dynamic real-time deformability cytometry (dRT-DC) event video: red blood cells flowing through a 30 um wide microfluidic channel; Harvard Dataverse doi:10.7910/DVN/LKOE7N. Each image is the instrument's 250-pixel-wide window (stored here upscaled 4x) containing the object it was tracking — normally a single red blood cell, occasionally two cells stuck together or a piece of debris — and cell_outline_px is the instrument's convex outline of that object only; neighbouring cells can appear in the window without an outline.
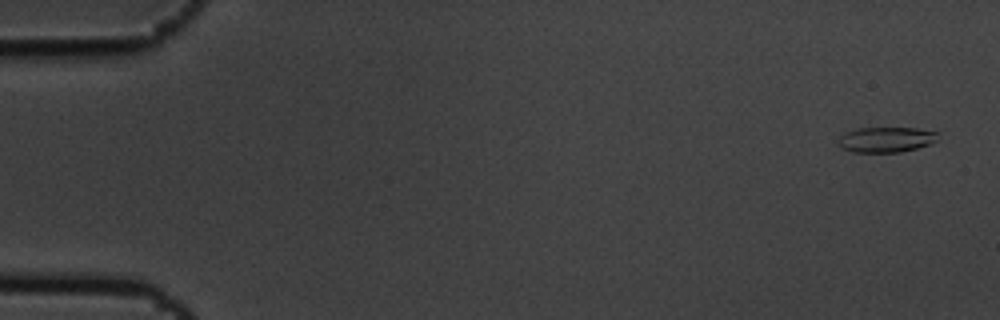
{"species": "common noctule bat (a hibernating species)", "species_latin": "Nyctalus noctula", "temperature_condition": "cold", "stored_images_in_passage": 5, "camera_frame_rate_fps": 3000, "um_per_image_px": 0.085, "animal": {"sex": "male", "body_mass_g": 19.5, "forearm_length_mm": 54.6}, "frame": {"image": 1, "passage_image": 1, "time_ms": 0.0, "image_size_px": [1000, 320], "cell_outline_px": [[940, 132], [936, 140], [928, 144], [916, 148], [900, 152], [852, 152], [840, 148], [836, 140], [844, 132], [856, 128], [916, 128]], "centroid_in_image_um": [75.26, 11.86], "position_along_channel_um": 9.7, "area_um2": 14.85}}